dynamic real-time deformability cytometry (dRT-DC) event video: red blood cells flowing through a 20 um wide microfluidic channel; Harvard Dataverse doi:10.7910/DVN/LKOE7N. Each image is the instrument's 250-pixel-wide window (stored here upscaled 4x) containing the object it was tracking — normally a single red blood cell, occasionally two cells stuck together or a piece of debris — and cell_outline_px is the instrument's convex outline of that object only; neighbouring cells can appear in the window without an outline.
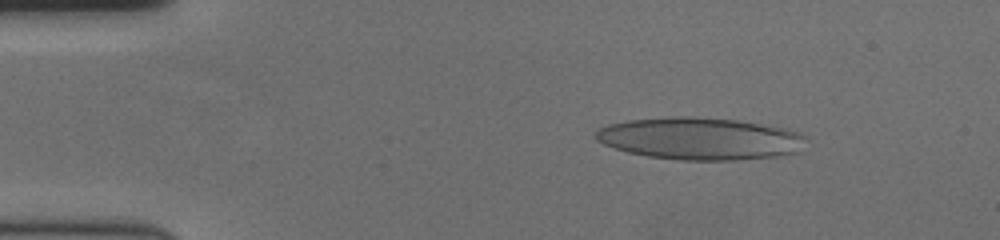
{"species": "human", "species_latin": "Homo sapiens", "temperature_condition": "cold", "stored_images_in_passage": 58, "camera_frame_rate_fps": 3000, "um_per_image_px": 0.085, "donor": {"sex": "female"}, "frame": {"image": 1, "passage_image": 8, "time_ms": 2.333, "image_size_px": [1000, 240], "cell_outline_px": [[804, 136], [792, 152], [776, 156], [736, 160], [680, 160], [648, 156], [628, 152], [604, 144], [596, 140], [596, 132], [600, 128], [608, 124], [628, 120], [672, 116], [684, 116], [736, 120], [780, 128], [796, 132]], "centroid_in_image_um": [59.35, 11.78], "position_along_channel_um": 25.7, "area_um2": 50.58}}
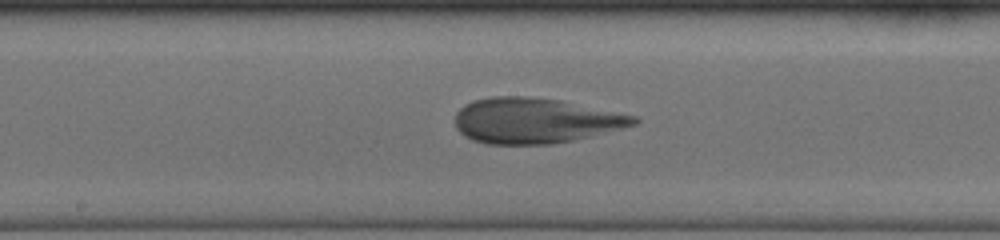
{"frame": {"image": 2, "passage_image": 30, "time_ms": 9.667, "image_size_px": [1000, 240], "cell_outline_px": [[640, 120], [636, 124], [572, 140], [552, 144], [484, 144], [472, 140], [464, 136], [456, 128], [456, 112], [464, 104], [472, 100], [488, 96], [528, 96], [560, 100], [636, 116]], "centroid_in_image_um": [45.41, 10.24], "position_along_channel_um": 202.8, "area_um2": 47.16}}
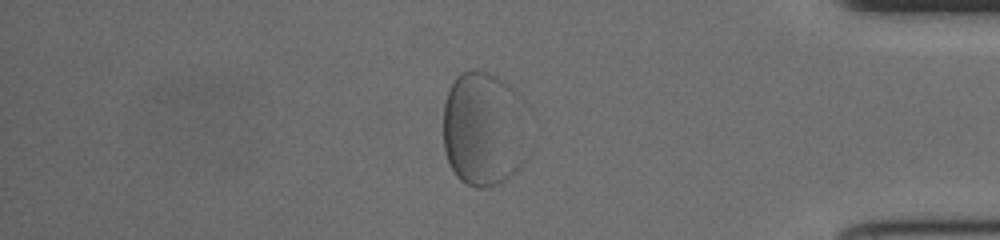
{"frame": {"image": 3, "passage_image": 49, "time_ms": 16.0, "image_size_px": [1000, 240], "cell_outline_px": [[528, 156], [520, 168], [516, 172], [504, 180], [496, 184], [484, 188], [476, 188], [460, 180], [456, 176], [448, 160], [444, 148], [444, 104], [448, 92], [456, 76], [460, 72], [472, 68], [476, 68], [488, 72], [504, 80], [512, 88]], "centroid_in_image_um": [41.03, 10.99], "position_along_channel_um": 394.2, "area_um2": 55.95}}